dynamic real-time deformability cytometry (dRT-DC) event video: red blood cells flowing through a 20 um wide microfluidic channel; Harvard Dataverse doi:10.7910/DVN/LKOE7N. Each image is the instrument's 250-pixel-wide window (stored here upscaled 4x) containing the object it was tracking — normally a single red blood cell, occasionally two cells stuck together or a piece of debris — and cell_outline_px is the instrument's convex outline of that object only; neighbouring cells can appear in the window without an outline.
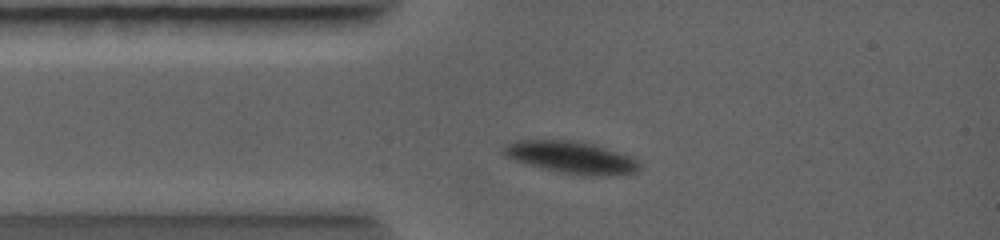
{"species": "common noctule bat (a hibernating species)", "species_latin": "Nyctalus noctula", "temperature_condition": "warm", "stored_images_in_passage": 27, "camera_frame_rate_fps": 5000, "um_per_image_px": 0.085, "animal": {"sex": "female", "body_mass_g": 19.0, "forearm_length_mm": 56.7}, "frame": {"image": 1, "passage_image": 6, "time_ms": 1.6, "image_size_px": [1000, 240], "cell_outline_px": [[640, 168], [636, 172], [608, 176], [588, 176], [560, 172], [540, 168], [504, 156], [504, 144], [516, 140], [580, 140], [632, 156], [640, 164]], "centroid_in_image_um": [48.58, 13.37], "position_along_channel_um": 36.4, "area_um2": 25.55}}
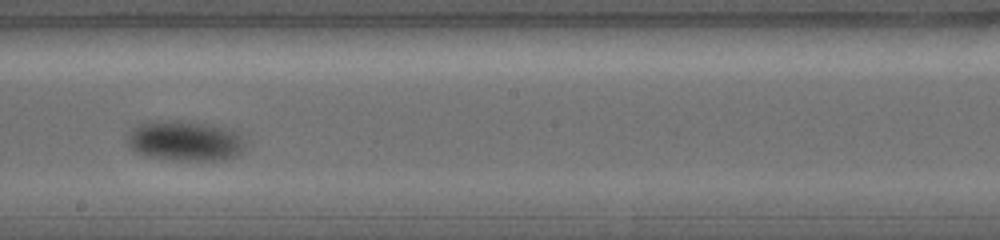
{"frame": {"image": 2, "passage_image": 17, "time_ms": 5.2, "image_size_px": [1000, 240], "cell_outline_px": [[244, 148], [236, 156], [224, 160], [176, 160], [148, 156], [136, 152], [128, 144], [128, 136], [140, 124], [176, 120], [212, 124], [236, 132], [240, 136], [244, 144]], "centroid_in_image_um": [15.77, 11.99], "position_along_channel_um": 232.4, "area_um2": 26.99}}
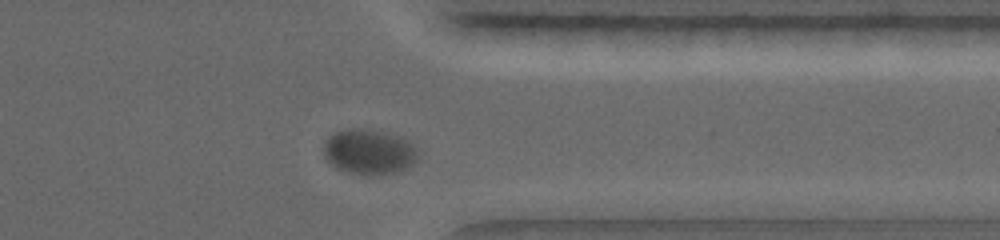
{"frame": {"image": 3, "passage_image": 25, "time_ms": 7.8, "image_size_px": [1000, 240], "cell_outline_px": [[416, 160], [412, 164], [396, 172], [348, 172], [336, 168], [324, 156], [324, 144], [336, 132], [348, 128], [356, 128], [384, 132], [400, 136], [408, 140], [416, 148]], "centroid_in_image_um": [31.36, 12.86], "position_along_channel_um": 380.0, "area_um2": 23.81}}